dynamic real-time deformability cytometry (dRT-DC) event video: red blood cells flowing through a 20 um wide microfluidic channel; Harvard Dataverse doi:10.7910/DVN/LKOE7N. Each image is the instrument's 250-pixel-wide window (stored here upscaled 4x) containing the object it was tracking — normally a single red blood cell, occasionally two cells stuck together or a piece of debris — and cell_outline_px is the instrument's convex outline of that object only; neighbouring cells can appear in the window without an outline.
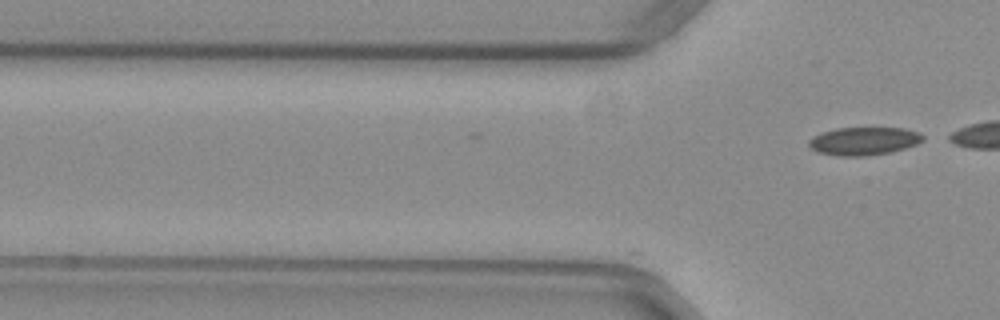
{"species": "common noctule bat (a hibernating species)", "species_latin": "Nyctalus noctula", "temperature_condition": "warm", "stored_images_in_passage": 10, "camera_frame_rate_fps": 3000, "um_per_image_px": 0.085, "animal": {"sex": "female", "body_mass_g": 29.2, "forearm_length_mm": 56.3}, "frame": {"image": 1, "passage_image": 10, "time_ms": 3.0, "image_size_px": [1000, 320], "cell_outline_px": [[924, 140], [916, 144], [892, 152], [868, 156], [836, 156], [816, 152], [808, 144], [808, 140], [812, 136], [820, 132], [836, 128], [904, 128], [920, 132], [924, 136]], "centroid_in_image_um": [73.4, 11.99], "position_along_channel_um": 52.4, "area_um2": 18.9}}